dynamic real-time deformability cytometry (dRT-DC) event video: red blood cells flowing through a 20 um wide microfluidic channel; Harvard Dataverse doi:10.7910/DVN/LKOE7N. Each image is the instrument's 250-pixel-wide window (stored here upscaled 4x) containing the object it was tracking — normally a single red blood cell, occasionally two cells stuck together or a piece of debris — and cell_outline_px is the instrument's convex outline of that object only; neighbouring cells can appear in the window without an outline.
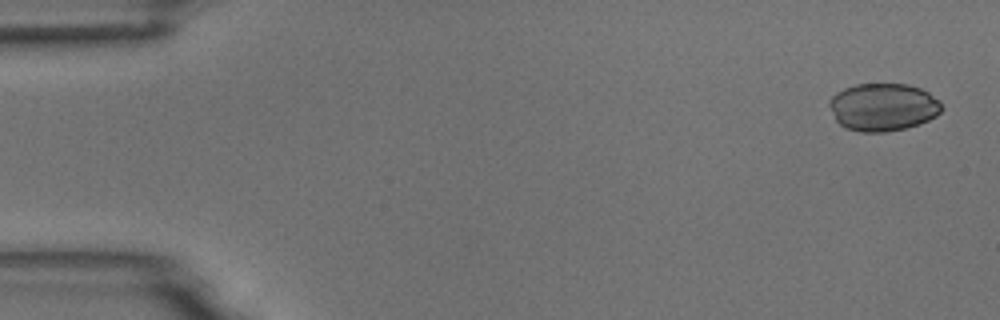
{"species": "common noctule bat (a hibernating species)", "species_latin": "Nyctalus noctula", "temperature_condition": "room temperature", "stored_images_in_passage": 5, "camera_frame_rate_fps": 3000, "um_per_image_px": 0.085, "animal": {"sex": "male", "body_mass_g": 18.8}, "frame": {"image": 1, "passage_image": 1, "time_ms": 0.0, "image_size_px": [1000, 320], "cell_outline_px": [[944, 108], [936, 116], [928, 120], [904, 128], [884, 132], [860, 132], [848, 128], [840, 124], [836, 120], [828, 104], [832, 96], [836, 92], [844, 88], [856, 84], [908, 84], [920, 88], [928, 92], [940, 100]], "centroid_in_image_um": [75.07, 9.09], "position_along_channel_um": 9.9, "area_um2": 31.21}}